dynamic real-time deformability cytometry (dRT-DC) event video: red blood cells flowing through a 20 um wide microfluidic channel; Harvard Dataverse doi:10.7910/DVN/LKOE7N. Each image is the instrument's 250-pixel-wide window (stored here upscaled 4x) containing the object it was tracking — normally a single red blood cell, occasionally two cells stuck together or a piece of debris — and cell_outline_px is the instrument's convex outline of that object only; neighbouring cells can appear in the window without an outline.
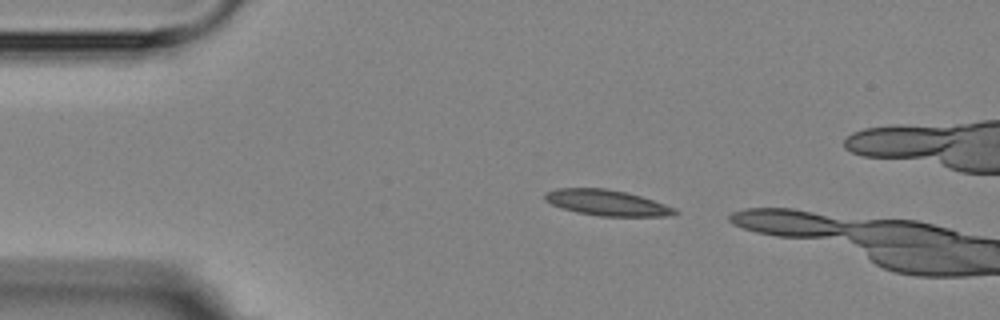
{"species": "Egyptian fruit bat (a non-hibernating species)", "species_latin": "Rousettus aegyptiacus", "temperature_condition": "room temperature", "stored_images_in_passage": 3, "camera_frame_rate_fps": 3000, "um_per_image_px": 0.085, "animal": {"sex": "female"}, "frame": {"image": 1, "passage_image": 3, "time_ms": 2.333, "image_size_px": [1000, 320], "cell_outline_px": [[680, 212], [672, 216], [600, 216], [580, 212], [564, 208], [552, 204], [544, 200], [544, 192], [556, 188], [604, 188], [624, 192], [640, 196], [676, 208]], "centroid_in_image_um": [51.59, 17.23], "position_along_channel_um": 33.4, "area_um2": 19.31}}